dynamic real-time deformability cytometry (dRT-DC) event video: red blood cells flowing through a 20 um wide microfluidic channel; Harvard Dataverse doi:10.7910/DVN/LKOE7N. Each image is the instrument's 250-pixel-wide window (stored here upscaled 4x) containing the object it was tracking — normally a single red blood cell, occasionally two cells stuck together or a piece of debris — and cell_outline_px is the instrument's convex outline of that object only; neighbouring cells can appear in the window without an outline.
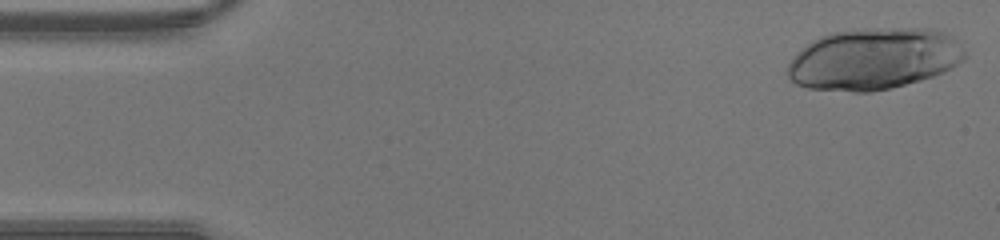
{"species": "human", "species_latin": "Homo sapiens", "temperature_condition": "warm", "stored_images_in_passage": 18, "camera_frame_rate_fps": 3000, "um_per_image_px": 0.085, "donor": {"sex": "male"}, "frame": {"image": 1, "passage_image": 1, "time_ms": 0.0, "image_size_px": [1000, 240], "cell_outline_px": [[968, 56], [964, 60], [952, 68], [944, 72], [920, 80], [892, 88], [872, 92], [852, 92], [808, 88], [796, 84], [788, 76], [788, 64], [792, 56], [796, 52], [812, 40], [836, 32], [900, 28], [928, 28], [944, 32], [952, 36]], "centroid_in_image_um": [74.29, 5.03], "position_along_channel_um": 10.7, "area_um2": 63.29}}
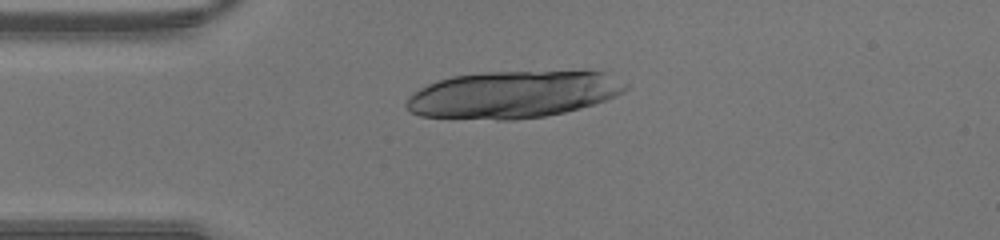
{"frame": {"image": 2, "passage_image": 10, "time_ms": 3.0, "image_size_px": [1000, 240], "cell_outline_px": [[628, 88], [616, 96], [580, 108], [564, 112], [544, 116], [516, 120], [500, 120], [420, 116], [412, 112], [404, 104], [408, 96], [420, 88], [428, 84], [452, 76], [484, 72], [604, 72], [628, 84]], "centroid_in_image_um": [43.57, 8.04], "position_along_channel_um": 41.4, "area_um2": 59.71}}